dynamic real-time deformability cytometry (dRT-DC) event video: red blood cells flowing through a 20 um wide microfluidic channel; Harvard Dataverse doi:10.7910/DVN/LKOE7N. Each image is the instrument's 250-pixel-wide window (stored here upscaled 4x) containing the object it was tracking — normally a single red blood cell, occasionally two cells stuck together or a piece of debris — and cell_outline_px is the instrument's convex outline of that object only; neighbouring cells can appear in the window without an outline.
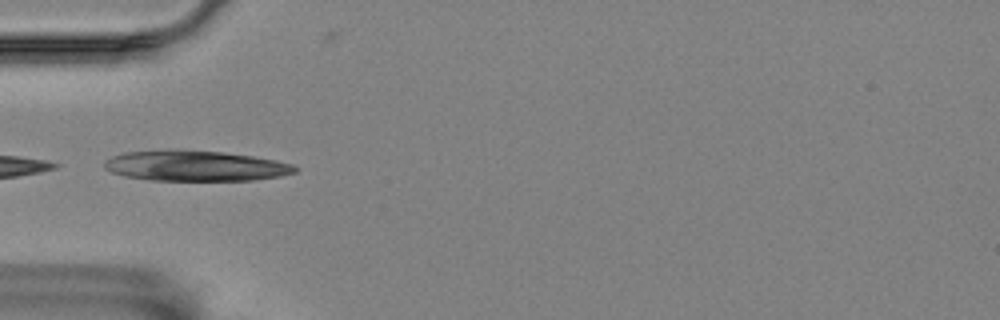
{"species": "Egyptian fruit bat (a non-hibernating species)", "species_latin": "Rousettus aegyptiacus", "temperature_condition": "room temperature", "stored_images_in_passage": 8, "camera_frame_rate_fps": 3000, "um_per_image_px": 0.085, "animal": {"sex": "female"}, "frame": {"image": 1, "passage_image": 6, "time_ms": 1.667, "image_size_px": [1000, 320], "cell_outline_px": [[296, 172], [280, 176], [252, 180], [152, 180], [124, 176], [112, 172], [104, 168], [104, 160], [112, 156], [124, 152], [220, 152], [252, 156], [276, 160], [292, 164], [296, 168]], "centroid_in_image_um": [16.63, 14.13], "position_along_channel_um": 68.4, "area_um2": 32.66}}
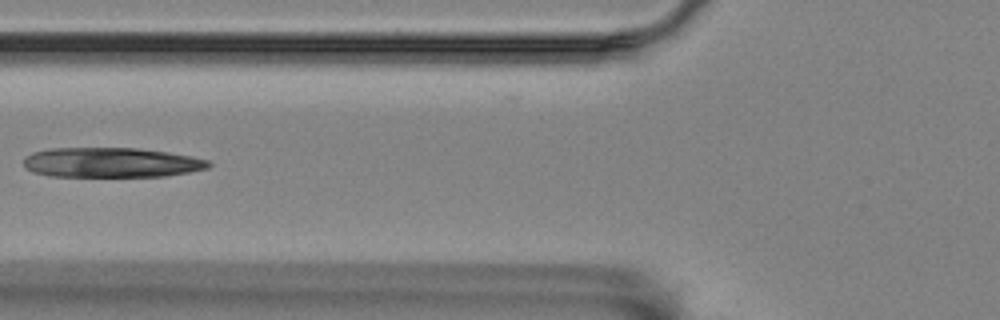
{"frame": {"image": 2, "passage_image": 7, "time_ms": 2.0, "image_size_px": [1000, 320], "cell_outline_px": [[212, 164], [208, 168], [188, 172], [164, 176], [48, 176], [32, 172], [24, 164], [24, 160], [32, 152], [52, 148], [136, 148], [168, 152], [208, 160]], "centroid_in_image_um": [9.45, 13.81], "position_along_channel_um": 116.4, "area_um2": 31.91}}
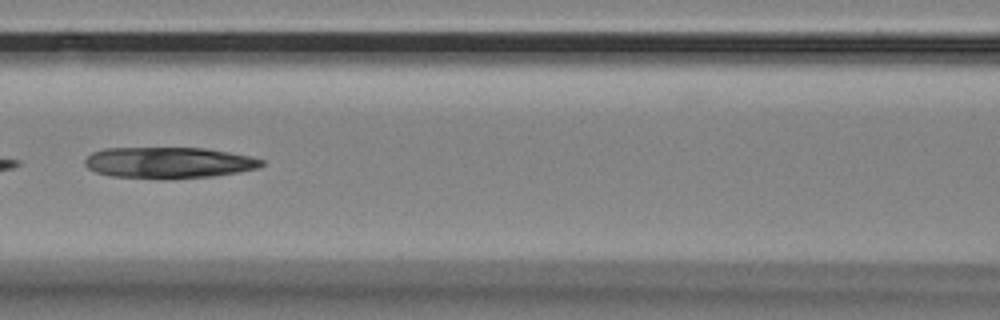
{"frame": {"image": 3, "passage_image": 8, "time_ms": 2.333, "image_size_px": [1000, 320], "cell_outline_px": [[264, 164], [260, 168], [212, 176], [112, 176], [96, 172], [88, 168], [84, 164], [84, 160], [92, 152], [104, 148], [204, 148], [228, 152], [248, 156], [264, 160]], "centroid_in_image_um": [14.33, 13.78], "position_along_channel_um": 152.3, "area_um2": 30.87}}